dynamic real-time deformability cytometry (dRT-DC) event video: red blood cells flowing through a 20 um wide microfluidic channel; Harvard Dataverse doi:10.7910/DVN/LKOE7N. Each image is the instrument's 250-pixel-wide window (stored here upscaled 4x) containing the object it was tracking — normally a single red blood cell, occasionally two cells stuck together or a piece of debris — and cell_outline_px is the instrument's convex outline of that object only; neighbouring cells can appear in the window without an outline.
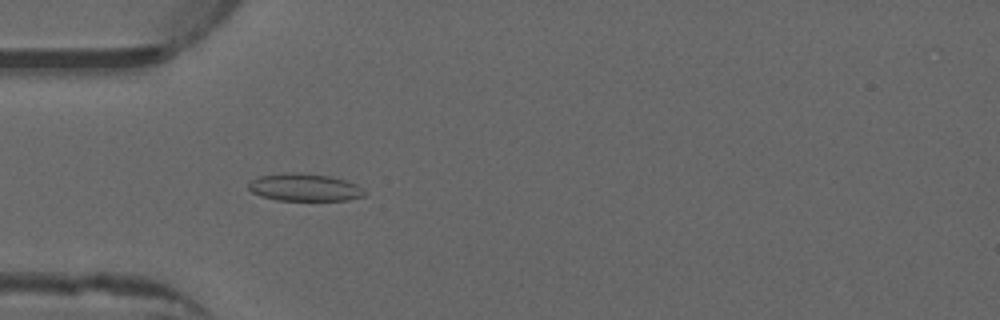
{"species": "common noctule bat (a hibernating species)", "species_latin": "Nyctalus noctula", "temperature_condition": "warm", "stored_images_in_passage": 38, "camera_frame_rate_fps": 3000, "um_per_image_px": 0.085, "animal": {"sex": "male", "forearm_length_mm": 52.5}, "frame": {"image": 1, "passage_image": 2, "time_ms": 0.333, "image_size_px": [1000, 320], "cell_outline_px": [[368, 192], [364, 196], [348, 200], [276, 200], [260, 196], [252, 192], [248, 188], [248, 184], [252, 180], [260, 176], [284, 172], [296, 172], [328, 176], [344, 180], [356, 184]], "centroid_in_image_um": [25.88, 15.93], "position_along_channel_um": 59.1, "area_um2": 18.61}}
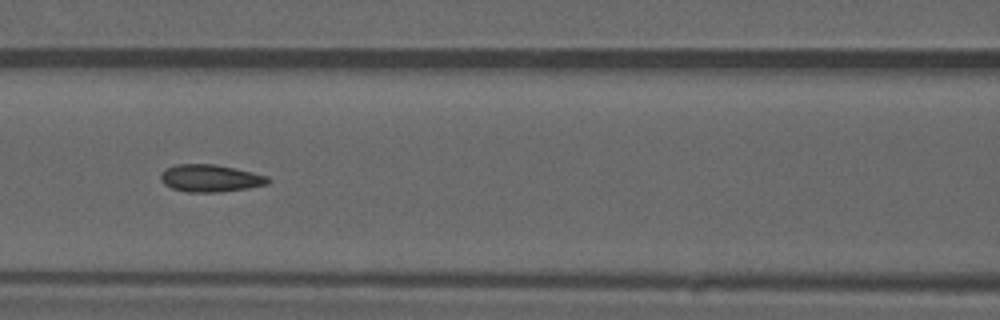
{"frame": {"image": 2, "passage_image": 9, "time_ms": 2.667, "image_size_px": [1000, 320], "cell_outline_px": [[272, 180], [268, 184], [248, 188], [220, 192], [184, 192], [172, 188], [164, 184], [160, 180], [160, 176], [168, 168], [176, 164], [216, 164], [252, 172], [268, 176]], "centroid_in_image_um": [17.91, 15.16], "position_along_channel_um": 148.7, "area_um2": 17.11}}
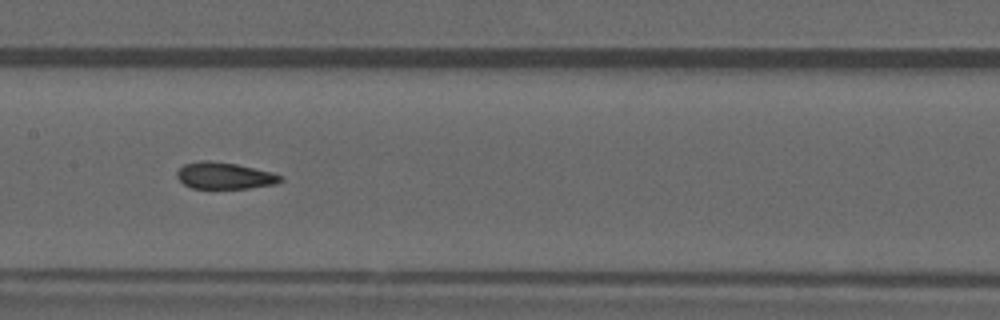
{"frame": {"image": 3, "passage_image": 12, "time_ms": 3.667, "image_size_px": [1000, 320], "cell_outline_px": [[284, 180], [276, 184], [248, 188], [192, 188], [184, 184], [176, 176], [176, 172], [184, 164], [200, 160], [208, 160], [236, 164], [272, 172], [284, 176]], "centroid_in_image_um": [19.1, 14.93], "position_along_channel_um": 188.3, "area_um2": 16.13}, "authors_computed_cell_mechanics": {"area_um2": 16.3285, "velocity_mm_per_s": 3.9609, "shape_relaxation_time_tau1_ms": null, "shape_relaxation_time_tau2_ms": 1.5891, "deformation_change_tau1": null, "deformation_change_tau2": 0.0632}}